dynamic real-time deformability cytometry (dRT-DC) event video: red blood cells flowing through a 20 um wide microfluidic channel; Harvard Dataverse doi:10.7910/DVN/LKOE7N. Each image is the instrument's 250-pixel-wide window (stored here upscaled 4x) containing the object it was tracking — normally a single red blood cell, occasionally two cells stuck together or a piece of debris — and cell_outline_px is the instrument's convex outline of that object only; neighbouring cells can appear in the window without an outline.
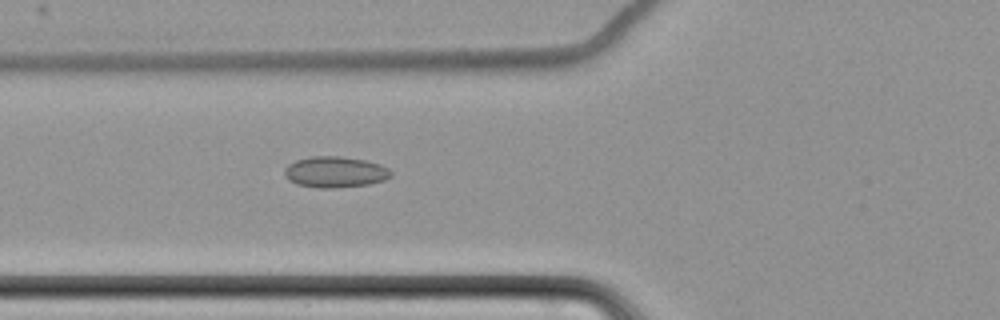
{"species": "common noctule bat (a hibernating species)", "species_latin": "Nyctalus noctula", "temperature_condition": "cold", "stored_images_in_passage": 6, "camera_frame_rate_fps": 3000, "um_per_image_px": 0.085, "animal": {"sex": "female", "body_mass_g": 22.7, "forearm_length_mm": 54.2}, "frame": {"image": 1, "passage_image": 6, "time_ms": 6.0, "image_size_px": [1000, 320], "cell_outline_px": [[392, 176], [384, 180], [368, 184], [336, 188], [320, 188], [296, 184], [288, 180], [284, 176], [284, 168], [288, 164], [296, 160], [312, 156], [340, 156], [364, 160], [380, 164], [388, 168], [392, 172]], "centroid_in_image_um": [28.46, 14.62], "position_along_channel_um": 97.3, "area_um2": 19.36}}